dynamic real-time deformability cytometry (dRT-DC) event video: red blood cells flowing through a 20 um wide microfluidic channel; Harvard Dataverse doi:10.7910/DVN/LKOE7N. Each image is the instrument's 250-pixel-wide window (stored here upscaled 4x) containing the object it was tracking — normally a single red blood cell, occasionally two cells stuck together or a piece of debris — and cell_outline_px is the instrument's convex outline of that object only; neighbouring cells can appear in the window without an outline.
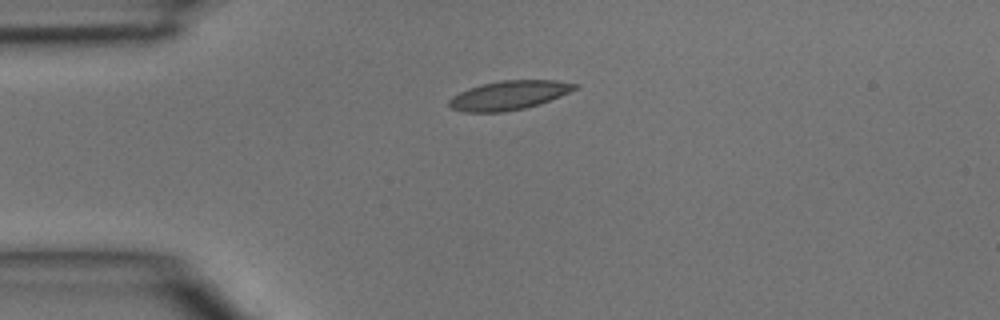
{"species": "common noctule bat (a hibernating species)", "species_latin": "Nyctalus noctula", "temperature_condition": "room temperature", "stored_images_in_passage": 3, "camera_frame_rate_fps": 3000, "um_per_image_px": 0.085, "animal": {"sex": "male", "body_mass_g": 15.6}, "frame": {"image": 1, "passage_image": 1, "time_ms": 0.0, "image_size_px": [1000, 320], "cell_outline_px": [[576, 88], [560, 96], [524, 108], [504, 112], [464, 112], [452, 108], [448, 104], [448, 100], [452, 96], [468, 88], [480, 84], [500, 80], [556, 80], [576, 84]], "centroid_in_image_um": [43.19, 8.09], "position_along_channel_um": 41.8, "area_um2": 21.04}}